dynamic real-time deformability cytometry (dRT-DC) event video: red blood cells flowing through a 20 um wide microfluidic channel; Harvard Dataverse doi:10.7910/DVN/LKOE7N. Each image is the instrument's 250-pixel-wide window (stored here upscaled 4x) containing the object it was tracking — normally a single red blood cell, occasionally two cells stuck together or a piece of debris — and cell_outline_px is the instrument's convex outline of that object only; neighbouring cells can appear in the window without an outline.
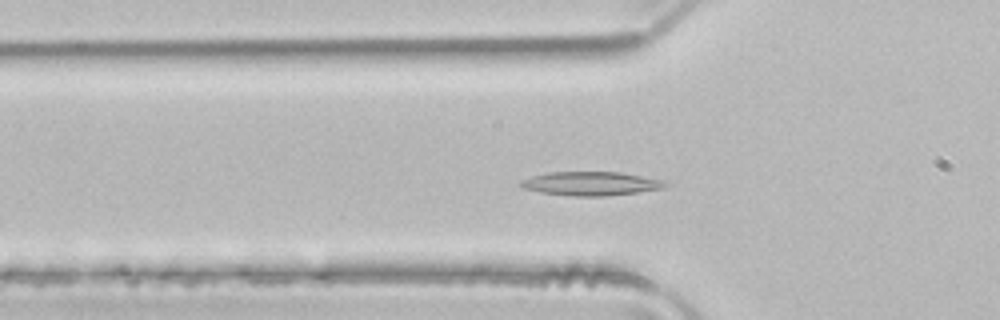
{"species": "common noctule bat (a hibernating species)", "species_latin": "Nyctalus noctula", "temperature_condition": "room temperature", "stored_images_in_passage": 47, "camera_frame_rate_fps": 3000, "um_per_image_px": 0.085, "animal": {"sex": "male", "body_mass_g": 21.5, "forearm_length_mm": 52.0}, "frame": {"image": 1, "passage_image": 12, "time_ms": 3.667, "image_size_px": [1000, 320], "cell_outline_px": [[668, 184], [664, 188], [608, 196], [572, 196], [540, 192], [520, 188], [516, 184], [520, 180], [532, 176], [548, 172], [620, 172], [660, 180]], "centroid_in_image_um": [50.11, 15.61], "position_along_channel_um": 75.7, "area_um2": 20.06}}
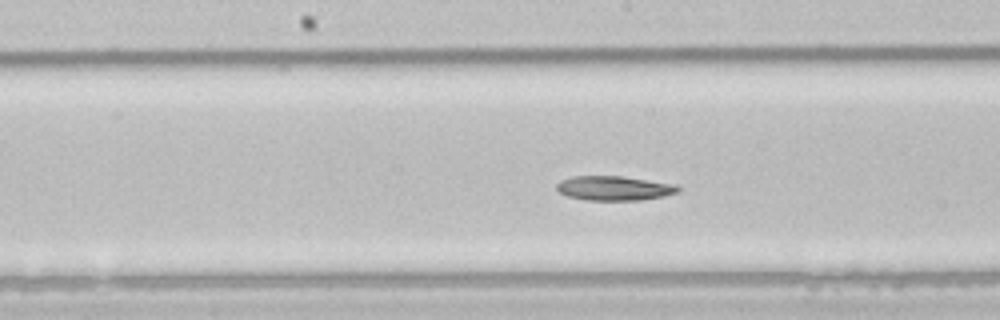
{"frame": {"image": 2, "passage_image": 21, "time_ms": 6.667, "image_size_px": [1000, 320], "cell_outline_px": [[680, 188], [676, 192], [664, 196], [640, 200], [584, 200], [568, 196], [560, 192], [556, 188], [556, 184], [560, 180], [572, 176], [620, 176], [676, 184]], "centroid_in_image_um": [52.17, 15.99], "position_along_channel_um": 196.0, "area_um2": 17.22}}
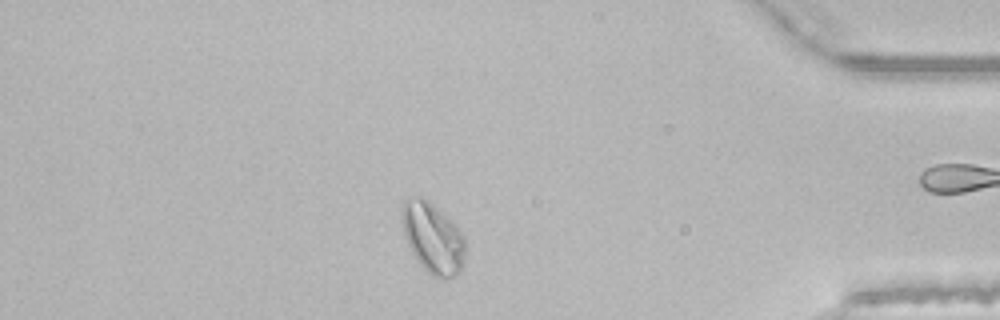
{"frame": {"image": 3, "passage_image": 39, "time_ms": 12.667, "image_size_px": [1000, 320], "cell_outline_px": [[464, 252], [460, 272], [444, 280], [432, 276], [420, 264], [412, 252], [408, 244], [400, 220], [400, 216], [404, 200], [408, 196], [424, 196], [464, 236]], "centroid_in_image_um": [36.73, 20.21], "position_along_channel_um": 398.5, "area_um2": 25.66}, "authors_computed_cell_mechanics": {"area_um2": 20.1722, "velocity_mm_per_s": 3.9886, "shape_relaxation_time_tau1_ms": 11.397, "shape_relaxation_time_tau2_ms": 4.4269, "deformation_change_tau1": 0.2389, "deformation_change_tau2": 0.0921}}